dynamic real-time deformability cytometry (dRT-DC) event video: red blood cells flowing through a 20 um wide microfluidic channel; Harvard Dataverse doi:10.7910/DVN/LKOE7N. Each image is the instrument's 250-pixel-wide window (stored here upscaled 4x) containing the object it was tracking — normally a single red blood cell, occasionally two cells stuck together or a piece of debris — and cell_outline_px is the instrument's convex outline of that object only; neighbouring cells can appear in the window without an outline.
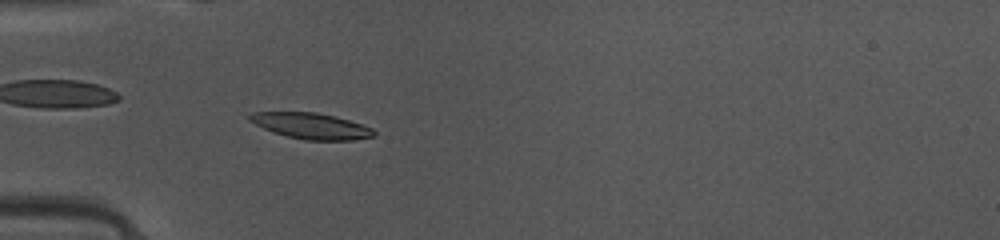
{"species": "common noctule bat (a hibernating species)", "species_latin": "Nyctalus noctula", "temperature_condition": "warm", "stored_images_in_passage": 36, "camera_frame_rate_fps": 3000, "um_per_image_px": 0.085, "animal": {"sex": "female", "body_mass_g": 10.0, "forearm_length_mm": 53.1}, "frame": {"image": 1, "passage_image": 2, "time_ms": 0.333, "image_size_px": [1000, 240], "cell_outline_px": [[376, 136], [352, 140], [304, 140], [288, 136], [264, 128], [248, 120], [248, 116], [252, 112], [316, 112], [348, 120], [372, 128], [376, 132]], "centroid_in_image_um": [26.46, 10.7], "position_along_channel_um": 58.5, "area_um2": 18.5}}
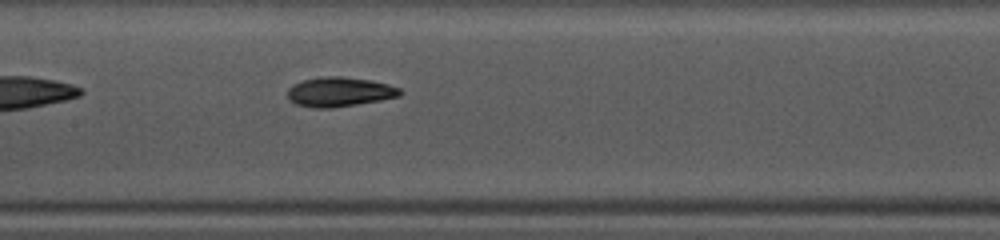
{"frame": {"image": 2, "passage_image": 11, "time_ms": 3.333, "image_size_px": [1000, 240], "cell_outline_px": [[404, 92], [400, 96], [380, 100], [332, 108], [316, 108], [296, 104], [288, 96], [288, 88], [292, 84], [304, 80], [324, 76], [340, 76], [368, 80], [388, 84], [400, 88]], "centroid_in_image_um": [28.87, 7.81], "position_along_channel_um": 178.5, "area_um2": 19.19}}
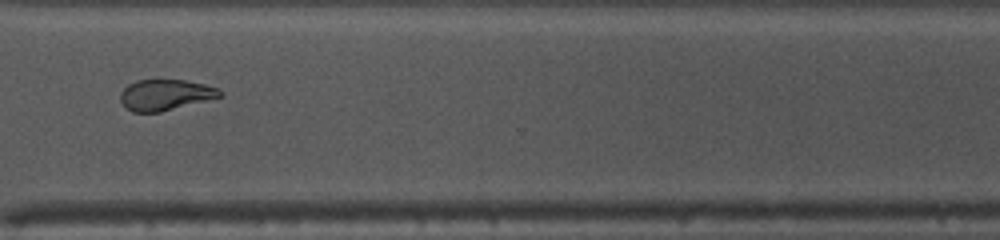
{"frame": {"image": 3, "passage_image": 24, "time_ms": 7.667, "image_size_px": [1000, 240], "cell_outline_px": [[224, 92], [220, 96], [160, 112], [132, 112], [120, 100], [120, 92], [128, 84], [136, 80], [184, 80], [204, 84], [216, 88]], "centroid_in_image_um": [14.01, 8.05], "position_along_channel_um": 356.6, "area_um2": 17.57}, "authors_computed_cell_mechanics": {"area_um2": 18.8428, "velocity_mm_per_s": 4.1154, "shape_relaxation_time_tau1_ms": 3.6167, "shape_relaxation_time_tau2_ms": 6.6469, "deformation_change_tau1": 0.1664, "deformation_change_tau2": 0.0998}}